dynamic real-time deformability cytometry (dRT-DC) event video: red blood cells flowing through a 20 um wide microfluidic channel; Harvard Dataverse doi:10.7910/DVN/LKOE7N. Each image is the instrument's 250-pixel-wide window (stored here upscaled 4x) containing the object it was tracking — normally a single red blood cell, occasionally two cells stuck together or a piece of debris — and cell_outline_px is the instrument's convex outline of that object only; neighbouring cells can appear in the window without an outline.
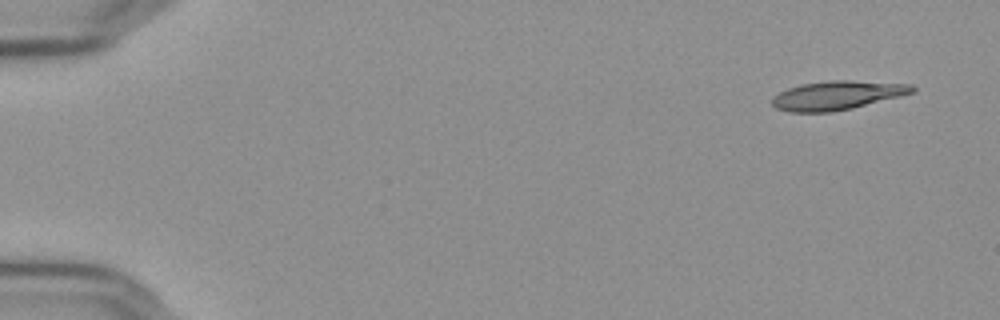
{"species": "Egyptian fruit bat (a non-hibernating species)", "species_latin": "Rousettus aegyptiacus", "temperature_condition": "cold", "stored_images_in_passage": 4, "camera_frame_rate_fps": 3000, "um_per_image_px": 0.085, "frame": {"image": 1, "passage_image": 1, "time_ms": 0.0, "image_size_px": [1000, 320], "cell_outline_px": [[916, 92], [852, 108], [832, 112], [788, 112], [776, 108], [772, 104], [772, 96], [788, 88], [800, 84], [832, 80], [848, 80], [912, 84], [916, 88]], "centroid_in_image_um": [71.16, 8.1], "position_along_channel_um": 13.8, "area_um2": 23.64}}